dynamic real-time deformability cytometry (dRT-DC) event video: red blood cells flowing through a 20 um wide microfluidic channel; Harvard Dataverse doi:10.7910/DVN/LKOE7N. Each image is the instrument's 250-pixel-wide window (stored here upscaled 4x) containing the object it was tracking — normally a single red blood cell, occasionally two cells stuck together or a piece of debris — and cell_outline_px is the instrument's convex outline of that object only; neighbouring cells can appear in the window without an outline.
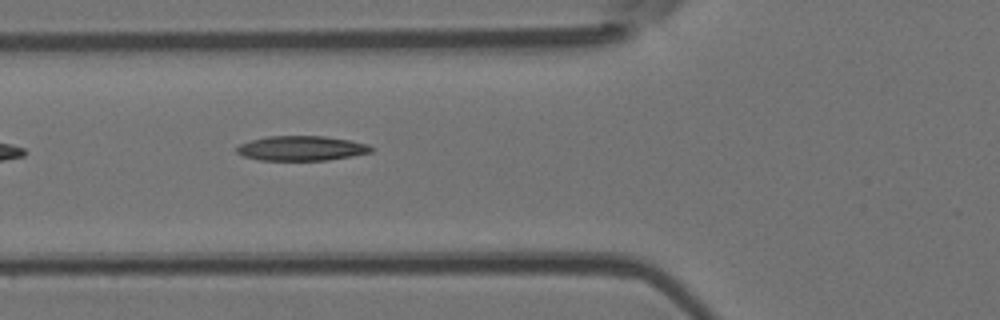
{"species": "Egyptian fruit bat (a non-hibernating species)", "species_latin": "Rousettus aegyptiacus", "temperature_condition": "room temperature", "stored_images_in_passage": 35, "camera_frame_rate_fps": 3000, "um_per_image_px": 0.085, "animal": {"sex": "female"}, "frame": {"image": 1, "passage_image": 3, "time_ms": 0.667, "image_size_px": [1000, 320], "cell_outline_px": [[376, 148], [372, 152], [352, 156], [328, 160], [260, 160], [244, 156], [236, 152], [236, 148], [240, 144], [252, 140], [268, 136], [324, 136], [352, 140], [368, 144]], "centroid_in_image_um": [25.68, 12.6], "position_along_channel_um": 100.1, "area_um2": 19.48}}
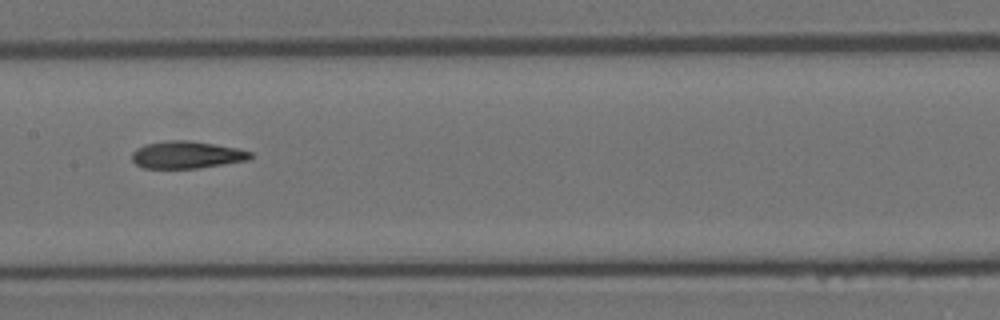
{"frame": {"image": 2, "passage_image": 10, "time_ms": 3.0, "image_size_px": [1000, 320], "cell_outline_px": [[252, 156], [248, 160], [200, 168], [144, 168], [136, 164], [132, 160], [132, 152], [136, 148], [144, 144], [164, 140], [188, 140], [236, 148], [252, 152]], "centroid_in_image_um": [15.83, 13.16], "position_along_channel_um": 191.6, "area_um2": 18.84}}
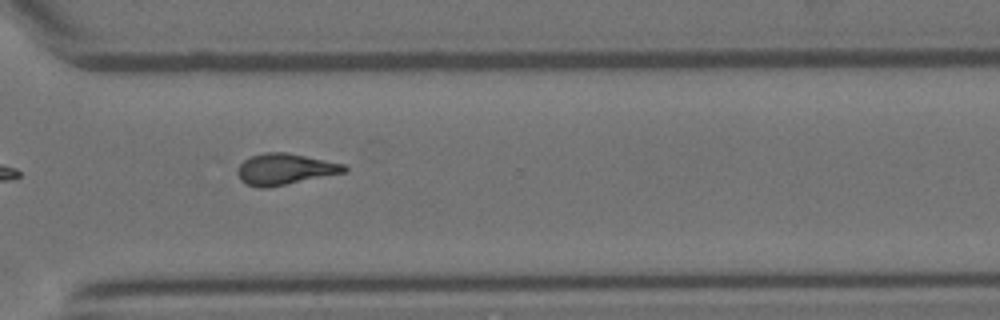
{"frame": {"image": 3, "passage_image": 22, "time_ms": 7.0, "image_size_px": [1000, 320], "cell_outline_px": [[348, 172], [268, 188], [260, 188], [244, 184], [240, 180], [236, 172], [236, 168], [244, 160], [252, 156], [264, 152], [284, 152], [344, 164], [348, 168]], "centroid_in_image_um": [24.19, 14.4], "position_along_channel_um": 346.4, "area_um2": 19.54}}